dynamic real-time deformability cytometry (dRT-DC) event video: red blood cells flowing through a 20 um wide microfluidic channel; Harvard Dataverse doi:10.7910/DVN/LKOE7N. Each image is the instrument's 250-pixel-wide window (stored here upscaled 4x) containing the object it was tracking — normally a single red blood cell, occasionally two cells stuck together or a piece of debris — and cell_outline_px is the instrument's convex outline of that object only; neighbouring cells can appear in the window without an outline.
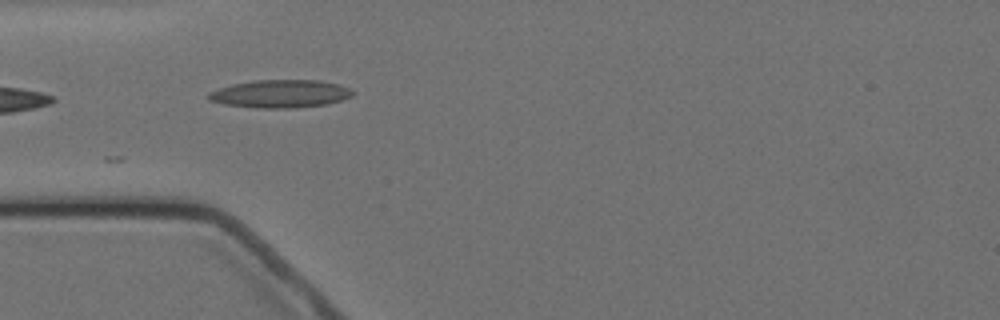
{"species": "Egyptian fruit bat (a non-hibernating species)", "species_latin": "Rousettus aegyptiacus", "temperature_condition": "cold", "stored_images_in_passage": 4, "camera_frame_rate_fps": 3000, "um_per_image_px": 0.085, "animal": {"sex": "female"}, "frame": {"image": 1, "passage_image": 4, "time_ms": 3.667, "image_size_px": [1000, 320], "cell_outline_px": [[356, 92], [352, 96], [328, 104], [296, 108], [256, 108], [224, 104], [208, 100], [208, 92], [232, 84], [252, 80], [320, 80], [340, 84]], "centroid_in_image_um": [23.84, 7.97], "position_along_channel_um": 61.2, "area_um2": 23.64}}